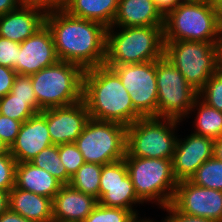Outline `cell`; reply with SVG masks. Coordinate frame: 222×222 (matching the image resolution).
Masks as SVG:
<instances>
[{"mask_svg":"<svg viewBox=\"0 0 222 222\" xmlns=\"http://www.w3.org/2000/svg\"><path fill=\"white\" fill-rule=\"evenodd\" d=\"M37 113L29 104L28 100L14 98L10 92L0 98V114L20 122H25Z\"/></svg>","mask_w":222,"mask_h":222,"instance_id":"83f0119b","label":"cell"},{"mask_svg":"<svg viewBox=\"0 0 222 222\" xmlns=\"http://www.w3.org/2000/svg\"><path fill=\"white\" fill-rule=\"evenodd\" d=\"M164 57L199 92L220 68V43L164 41Z\"/></svg>","mask_w":222,"mask_h":222,"instance_id":"8992f818","label":"cell"},{"mask_svg":"<svg viewBox=\"0 0 222 222\" xmlns=\"http://www.w3.org/2000/svg\"><path fill=\"white\" fill-rule=\"evenodd\" d=\"M0 222H34L22 217L20 214L13 212L8 208L3 214L0 215Z\"/></svg>","mask_w":222,"mask_h":222,"instance_id":"ab89813d","label":"cell"},{"mask_svg":"<svg viewBox=\"0 0 222 222\" xmlns=\"http://www.w3.org/2000/svg\"><path fill=\"white\" fill-rule=\"evenodd\" d=\"M222 15V0H209Z\"/></svg>","mask_w":222,"mask_h":222,"instance_id":"f6af8a7d","label":"cell"},{"mask_svg":"<svg viewBox=\"0 0 222 222\" xmlns=\"http://www.w3.org/2000/svg\"><path fill=\"white\" fill-rule=\"evenodd\" d=\"M208 0H182V2H203Z\"/></svg>","mask_w":222,"mask_h":222,"instance_id":"7dc6e473","label":"cell"},{"mask_svg":"<svg viewBox=\"0 0 222 222\" xmlns=\"http://www.w3.org/2000/svg\"><path fill=\"white\" fill-rule=\"evenodd\" d=\"M98 203L131 210L138 217L132 205L143 202L135 192L124 159L102 166Z\"/></svg>","mask_w":222,"mask_h":222,"instance_id":"4fadbf2b","label":"cell"},{"mask_svg":"<svg viewBox=\"0 0 222 222\" xmlns=\"http://www.w3.org/2000/svg\"><path fill=\"white\" fill-rule=\"evenodd\" d=\"M214 139L192 133L176 143L172 159L173 175L177 182L190 180L196 170L213 157Z\"/></svg>","mask_w":222,"mask_h":222,"instance_id":"2e32d148","label":"cell"},{"mask_svg":"<svg viewBox=\"0 0 222 222\" xmlns=\"http://www.w3.org/2000/svg\"><path fill=\"white\" fill-rule=\"evenodd\" d=\"M199 107V108H198ZM198 109L195 119V134L217 139L222 136V112L210 107L197 97L190 111ZM194 109V110H193Z\"/></svg>","mask_w":222,"mask_h":222,"instance_id":"cb8c5ba5","label":"cell"},{"mask_svg":"<svg viewBox=\"0 0 222 222\" xmlns=\"http://www.w3.org/2000/svg\"><path fill=\"white\" fill-rule=\"evenodd\" d=\"M128 175L138 198L158 203L161 208L172 202L177 180L173 175L172 159L124 157Z\"/></svg>","mask_w":222,"mask_h":222,"instance_id":"ba28073f","label":"cell"},{"mask_svg":"<svg viewBox=\"0 0 222 222\" xmlns=\"http://www.w3.org/2000/svg\"><path fill=\"white\" fill-rule=\"evenodd\" d=\"M163 209L167 210V212L170 213L169 216H167V219L165 218L166 222H217L210 219H206L204 217L182 213L177 210L171 203L164 206Z\"/></svg>","mask_w":222,"mask_h":222,"instance_id":"8d00e7d4","label":"cell"},{"mask_svg":"<svg viewBox=\"0 0 222 222\" xmlns=\"http://www.w3.org/2000/svg\"><path fill=\"white\" fill-rule=\"evenodd\" d=\"M171 204L182 213L222 222V191L180 181Z\"/></svg>","mask_w":222,"mask_h":222,"instance_id":"7c38bea8","label":"cell"},{"mask_svg":"<svg viewBox=\"0 0 222 222\" xmlns=\"http://www.w3.org/2000/svg\"><path fill=\"white\" fill-rule=\"evenodd\" d=\"M107 28L104 65L139 64L164 56V26ZM115 34H114V33Z\"/></svg>","mask_w":222,"mask_h":222,"instance_id":"277c9868","label":"cell"},{"mask_svg":"<svg viewBox=\"0 0 222 222\" xmlns=\"http://www.w3.org/2000/svg\"><path fill=\"white\" fill-rule=\"evenodd\" d=\"M30 163L44 169L63 185H69L71 177L67 174L65 166L59 158V145H51L41 150Z\"/></svg>","mask_w":222,"mask_h":222,"instance_id":"484cf974","label":"cell"},{"mask_svg":"<svg viewBox=\"0 0 222 222\" xmlns=\"http://www.w3.org/2000/svg\"><path fill=\"white\" fill-rule=\"evenodd\" d=\"M18 7L17 0H0V15L13 11Z\"/></svg>","mask_w":222,"mask_h":222,"instance_id":"60d3db41","label":"cell"},{"mask_svg":"<svg viewBox=\"0 0 222 222\" xmlns=\"http://www.w3.org/2000/svg\"><path fill=\"white\" fill-rule=\"evenodd\" d=\"M118 3L119 0H65L63 10L71 16L110 28L117 14Z\"/></svg>","mask_w":222,"mask_h":222,"instance_id":"603a6c76","label":"cell"},{"mask_svg":"<svg viewBox=\"0 0 222 222\" xmlns=\"http://www.w3.org/2000/svg\"><path fill=\"white\" fill-rule=\"evenodd\" d=\"M198 97L210 107L222 112V69L219 68L198 92Z\"/></svg>","mask_w":222,"mask_h":222,"instance_id":"f546056e","label":"cell"},{"mask_svg":"<svg viewBox=\"0 0 222 222\" xmlns=\"http://www.w3.org/2000/svg\"><path fill=\"white\" fill-rule=\"evenodd\" d=\"M198 186L222 191V161L214 156L205 161L190 178Z\"/></svg>","mask_w":222,"mask_h":222,"instance_id":"4316f807","label":"cell"},{"mask_svg":"<svg viewBox=\"0 0 222 222\" xmlns=\"http://www.w3.org/2000/svg\"><path fill=\"white\" fill-rule=\"evenodd\" d=\"M47 120L53 145L74 143L91 119L83 100L68 106L41 111Z\"/></svg>","mask_w":222,"mask_h":222,"instance_id":"9a60e30c","label":"cell"},{"mask_svg":"<svg viewBox=\"0 0 222 222\" xmlns=\"http://www.w3.org/2000/svg\"><path fill=\"white\" fill-rule=\"evenodd\" d=\"M22 122L0 114V138L10 148L15 142Z\"/></svg>","mask_w":222,"mask_h":222,"instance_id":"e575fe53","label":"cell"},{"mask_svg":"<svg viewBox=\"0 0 222 222\" xmlns=\"http://www.w3.org/2000/svg\"><path fill=\"white\" fill-rule=\"evenodd\" d=\"M51 145L46 117L38 112L22 123L16 140L10 147V154L17 163L30 162L41 150Z\"/></svg>","mask_w":222,"mask_h":222,"instance_id":"e0dca14e","label":"cell"},{"mask_svg":"<svg viewBox=\"0 0 222 222\" xmlns=\"http://www.w3.org/2000/svg\"><path fill=\"white\" fill-rule=\"evenodd\" d=\"M19 6L33 7L42 10L45 14L63 9L65 0H17Z\"/></svg>","mask_w":222,"mask_h":222,"instance_id":"d590c367","label":"cell"},{"mask_svg":"<svg viewBox=\"0 0 222 222\" xmlns=\"http://www.w3.org/2000/svg\"><path fill=\"white\" fill-rule=\"evenodd\" d=\"M220 68L222 69V35L220 40Z\"/></svg>","mask_w":222,"mask_h":222,"instance_id":"bcb514c9","label":"cell"},{"mask_svg":"<svg viewBox=\"0 0 222 222\" xmlns=\"http://www.w3.org/2000/svg\"><path fill=\"white\" fill-rule=\"evenodd\" d=\"M135 222H153L152 220H150V219H146V220H144V219H139L138 220V218H137V220L135 221Z\"/></svg>","mask_w":222,"mask_h":222,"instance_id":"c3c4849f","label":"cell"},{"mask_svg":"<svg viewBox=\"0 0 222 222\" xmlns=\"http://www.w3.org/2000/svg\"><path fill=\"white\" fill-rule=\"evenodd\" d=\"M97 204L93 196L63 185L52 200L53 222H84Z\"/></svg>","mask_w":222,"mask_h":222,"instance_id":"ac0fdd59","label":"cell"},{"mask_svg":"<svg viewBox=\"0 0 222 222\" xmlns=\"http://www.w3.org/2000/svg\"><path fill=\"white\" fill-rule=\"evenodd\" d=\"M156 7L165 16L170 10L176 8L182 0H153Z\"/></svg>","mask_w":222,"mask_h":222,"instance_id":"f35d334b","label":"cell"},{"mask_svg":"<svg viewBox=\"0 0 222 222\" xmlns=\"http://www.w3.org/2000/svg\"><path fill=\"white\" fill-rule=\"evenodd\" d=\"M164 41L220 43L222 15L208 0L181 2L164 16Z\"/></svg>","mask_w":222,"mask_h":222,"instance_id":"3957f363","label":"cell"},{"mask_svg":"<svg viewBox=\"0 0 222 222\" xmlns=\"http://www.w3.org/2000/svg\"><path fill=\"white\" fill-rule=\"evenodd\" d=\"M9 208L34 222H53L52 199L13 187L9 191Z\"/></svg>","mask_w":222,"mask_h":222,"instance_id":"44dd1931","label":"cell"},{"mask_svg":"<svg viewBox=\"0 0 222 222\" xmlns=\"http://www.w3.org/2000/svg\"><path fill=\"white\" fill-rule=\"evenodd\" d=\"M158 98L156 117L182 120L190 114L198 92L164 56L156 60Z\"/></svg>","mask_w":222,"mask_h":222,"instance_id":"30bf717a","label":"cell"},{"mask_svg":"<svg viewBox=\"0 0 222 222\" xmlns=\"http://www.w3.org/2000/svg\"><path fill=\"white\" fill-rule=\"evenodd\" d=\"M16 164L10 152L0 155V190L9 192L15 186Z\"/></svg>","mask_w":222,"mask_h":222,"instance_id":"d6a6232c","label":"cell"},{"mask_svg":"<svg viewBox=\"0 0 222 222\" xmlns=\"http://www.w3.org/2000/svg\"><path fill=\"white\" fill-rule=\"evenodd\" d=\"M11 93L14 95V98L28 100V104L37 113L42 111L37 103V97L34 93L30 76L17 74L14 78Z\"/></svg>","mask_w":222,"mask_h":222,"instance_id":"4dcf8cb0","label":"cell"},{"mask_svg":"<svg viewBox=\"0 0 222 222\" xmlns=\"http://www.w3.org/2000/svg\"><path fill=\"white\" fill-rule=\"evenodd\" d=\"M213 156L222 161V136L214 140Z\"/></svg>","mask_w":222,"mask_h":222,"instance_id":"7bdbcfd3","label":"cell"},{"mask_svg":"<svg viewBox=\"0 0 222 222\" xmlns=\"http://www.w3.org/2000/svg\"><path fill=\"white\" fill-rule=\"evenodd\" d=\"M16 75L14 69L0 65V98L11 92Z\"/></svg>","mask_w":222,"mask_h":222,"instance_id":"74e56055","label":"cell"},{"mask_svg":"<svg viewBox=\"0 0 222 222\" xmlns=\"http://www.w3.org/2000/svg\"><path fill=\"white\" fill-rule=\"evenodd\" d=\"M102 166L96 163H84L71 177L69 185L78 191L93 196L99 201V188Z\"/></svg>","mask_w":222,"mask_h":222,"instance_id":"d4e9b609","label":"cell"},{"mask_svg":"<svg viewBox=\"0 0 222 222\" xmlns=\"http://www.w3.org/2000/svg\"><path fill=\"white\" fill-rule=\"evenodd\" d=\"M59 61L80 66L84 71L102 66L106 59L107 28L95 21L69 15L60 9L45 15Z\"/></svg>","mask_w":222,"mask_h":222,"instance_id":"6da1fadb","label":"cell"},{"mask_svg":"<svg viewBox=\"0 0 222 222\" xmlns=\"http://www.w3.org/2000/svg\"><path fill=\"white\" fill-rule=\"evenodd\" d=\"M63 184L44 169L30 162L17 163L15 168V187L53 200Z\"/></svg>","mask_w":222,"mask_h":222,"instance_id":"7402d4cb","label":"cell"},{"mask_svg":"<svg viewBox=\"0 0 222 222\" xmlns=\"http://www.w3.org/2000/svg\"><path fill=\"white\" fill-rule=\"evenodd\" d=\"M178 122L181 121L174 118L142 117L130 124L126 129L125 156L173 159L179 139L174 134Z\"/></svg>","mask_w":222,"mask_h":222,"instance_id":"52a82bcc","label":"cell"},{"mask_svg":"<svg viewBox=\"0 0 222 222\" xmlns=\"http://www.w3.org/2000/svg\"><path fill=\"white\" fill-rule=\"evenodd\" d=\"M45 13L37 8L22 7L0 15V37L21 43L45 24Z\"/></svg>","mask_w":222,"mask_h":222,"instance_id":"d6986e66","label":"cell"},{"mask_svg":"<svg viewBox=\"0 0 222 222\" xmlns=\"http://www.w3.org/2000/svg\"><path fill=\"white\" fill-rule=\"evenodd\" d=\"M20 44L0 37V65L13 69L17 65Z\"/></svg>","mask_w":222,"mask_h":222,"instance_id":"836d02e7","label":"cell"},{"mask_svg":"<svg viewBox=\"0 0 222 222\" xmlns=\"http://www.w3.org/2000/svg\"><path fill=\"white\" fill-rule=\"evenodd\" d=\"M58 61L52 33L44 24L31 37L20 43L17 65L13 69L17 74L30 76Z\"/></svg>","mask_w":222,"mask_h":222,"instance_id":"5bb4252c","label":"cell"},{"mask_svg":"<svg viewBox=\"0 0 222 222\" xmlns=\"http://www.w3.org/2000/svg\"><path fill=\"white\" fill-rule=\"evenodd\" d=\"M59 158L66 168L67 174L72 177L85 163V160L75 143L59 145Z\"/></svg>","mask_w":222,"mask_h":222,"instance_id":"1f68e13d","label":"cell"},{"mask_svg":"<svg viewBox=\"0 0 222 222\" xmlns=\"http://www.w3.org/2000/svg\"><path fill=\"white\" fill-rule=\"evenodd\" d=\"M121 79L134 109L142 117H156L158 88L156 60L139 64L105 65Z\"/></svg>","mask_w":222,"mask_h":222,"instance_id":"8fae6325","label":"cell"},{"mask_svg":"<svg viewBox=\"0 0 222 222\" xmlns=\"http://www.w3.org/2000/svg\"><path fill=\"white\" fill-rule=\"evenodd\" d=\"M137 218L131 210L98 203L84 222H135Z\"/></svg>","mask_w":222,"mask_h":222,"instance_id":"f1b7e54d","label":"cell"},{"mask_svg":"<svg viewBox=\"0 0 222 222\" xmlns=\"http://www.w3.org/2000/svg\"><path fill=\"white\" fill-rule=\"evenodd\" d=\"M10 152V148L0 138V155L7 154Z\"/></svg>","mask_w":222,"mask_h":222,"instance_id":"ee69618b","label":"cell"},{"mask_svg":"<svg viewBox=\"0 0 222 222\" xmlns=\"http://www.w3.org/2000/svg\"><path fill=\"white\" fill-rule=\"evenodd\" d=\"M84 70L58 61L30 75L37 103L42 110L75 104L82 100Z\"/></svg>","mask_w":222,"mask_h":222,"instance_id":"5b68a950","label":"cell"},{"mask_svg":"<svg viewBox=\"0 0 222 222\" xmlns=\"http://www.w3.org/2000/svg\"><path fill=\"white\" fill-rule=\"evenodd\" d=\"M82 100L94 120L127 127L142 118L119 76L105 65L84 71Z\"/></svg>","mask_w":222,"mask_h":222,"instance_id":"7a4b0ae2","label":"cell"},{"mask_svg":"<svg viewBox=\"0 0 222 222\" xmlns=\"http://www.w3.org/2000/svg\"><path fill=\"white\" fill-rule=\"evenodd\" d=\"M164 26V15L153 0H119L111 27Z\"/></svg>","mask_w":222,"mask_h":222,"instance_id":"ffe728a7","label":"cell"},{"mask_svg":"<svg viewBox=\"0 0 222 222\" xmlns=\"http://www.w3.org/2000/svg\"><path fill=\"white\" fill-rule=\"evenodd\" d=\"M9 208V192L0 190V215Z\"/></svg>","mask_w":222,"mask_h":222,"instance_id":"b9f144b4","label":"cell"},{"mask_svg":"<svg viewBox=\"0 0 222 222\" xmlns=\"http://www.w3.org/2000/svg\"><path fill=\"white\" fill-rule=\"evenodd\" d=\"M126 129L119 123L90 119L74 143L86 163L111 164L125 157Z\"/></svg>","mask_w":222,"mask_h":222,"instance_id":"9c48e42d","label":"cell"}]
</instances>
